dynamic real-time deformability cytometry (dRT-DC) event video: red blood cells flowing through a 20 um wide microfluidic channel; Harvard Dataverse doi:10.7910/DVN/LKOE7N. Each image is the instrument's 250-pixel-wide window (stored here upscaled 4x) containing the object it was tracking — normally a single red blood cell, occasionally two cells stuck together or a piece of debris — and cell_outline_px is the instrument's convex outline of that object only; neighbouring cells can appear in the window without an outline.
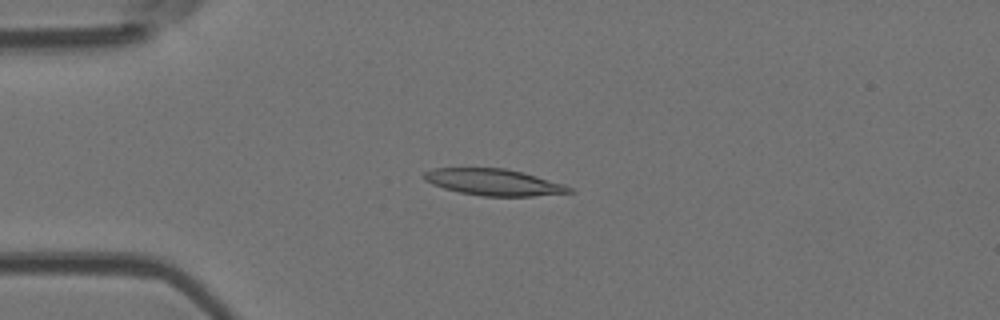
{"species": "Egyptian fruit bat (a non-hibernating species)", "species_latin": "Rousettus aegyptiacus", "temperature_condition": "room temperature", "stored_images_in_passage": 52, "camera_frame_rate_fps": 3000, "um_per_image_px": 0.085, "animal": {"sex": "female"}, "frame": {"image": 1, "passage_image": 13, "time_ms": 4.0, "image_size_px": [1000, 320], "cell_outline_px": [[576, 192], [532, 196], [484, 196], [460, 192], [444, 188], [432, 184], [424, 180], [420, 176], [424, 172], [432, 168], [504, 168], [524, 172], [564, 184], [572, 188]], "centroid_in_image_um": [41.96, 15.48], "position_along_channel_um": 43.0, "area_um2": 22.54}}
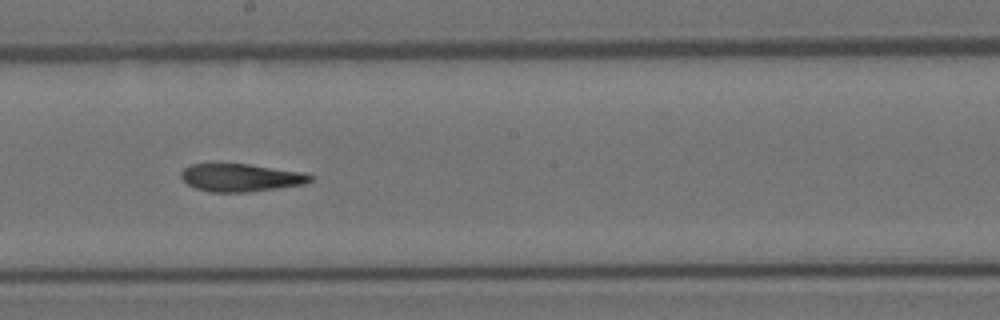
{"frame": {"image": 2, "passage_image": 29, "time_ms": 9.333, "image_size_px": [1000, 320], "cell_outline_px": [[316, 176], [312, 180], [304, 184], [248, 192], [212, 192], [196, 188], [188, 184], [180, 176], [180, 172], [184, 168], [192, 164], [248, 164], [296, 172]], "centroid_in_image_um": [20.43, 15.1], "position_along_channel_um": 227.8, "area_um2": 20.52}}
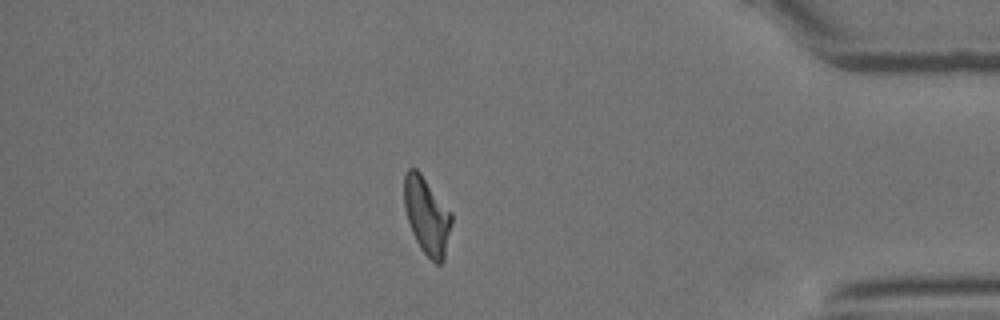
{"frame": {"image": 3, "passage_image": 45, "time_ms": 14.667, "image_size_px": [1000, 320], "cell_outline_px": [[452, 224], [444, 260], [440, 264], [436, 264], [420, 248], [412, 232], [404, 208], [404, 172], [408, 168], [416, 168], [420, 172], [452, 212]], "centroid_in_image_um": [36.29, 18.32], "position_along_channel_um": 398.9, "area_um2": 21.44}, "authors_computed_cell_mechanics": {"area_um2": 21.964, "velocity_mm_per_s": 3.8736, "shape_relaxation_time_tau1_ms": 9.2412, "shape_relaxation_time_tau2_ms": 2.4618, "deformation_change_tau1": 0.2531, "deformation_change_tau2": 0.107}}